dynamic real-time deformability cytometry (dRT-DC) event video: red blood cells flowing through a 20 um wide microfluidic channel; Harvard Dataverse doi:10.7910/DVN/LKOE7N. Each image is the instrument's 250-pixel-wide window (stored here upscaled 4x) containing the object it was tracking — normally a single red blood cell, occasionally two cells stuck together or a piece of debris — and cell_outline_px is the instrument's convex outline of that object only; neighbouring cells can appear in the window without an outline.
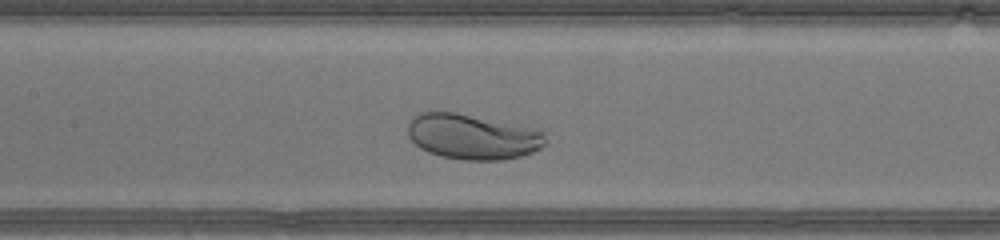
{"species": "human", "species_latin": "Homo sapiens", "temperature_condition": "warm", "stored_images_in_passage": 28, "camera_frame_rate_fps": 3000, "um_per_image_px": 0.085, "donor": {"sex": "male"}, "frame": {"image": 1, "passage_image": 13, "time_ms": 4.0, "image_size_px": [1000, 240], "cell_outline_px": [[548, 144], [524, 156], [500, 160], [464, 160], [440, 156], [428, 152], [420, 148], [408, 136], [408, 124], [420, 112], [456, 112], [532, 128], [544, 132], [548, 140]], "centroid_in_image_um": [40.2, 11.63], "position_along_channel_um": 167.2, "area_um2": 36.3}}
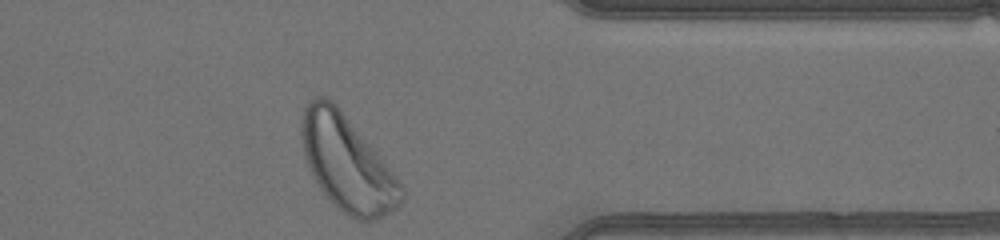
{"frame": {"image": 2, "passage_image": 28, "time_ms": 9.0, "image_size_px": [1000, 240], "cell_outline_px": [[404, 200], [396, 208], [384, 216], [376, 220], [356, 220], [348, 216], [320, 188], [312, 176], [308, 168], [304, 156], [300, 136], [300, 124], [304, 108], [308, 100], [316, 96], [324, 96], [332, 100], [340, 108], [376, 152], [392, 172], [404, 188]], "centroid_in_image_um": [29.47, 13.86], "position_along_channel_um": 381.9, "area_um2": 55.03}}